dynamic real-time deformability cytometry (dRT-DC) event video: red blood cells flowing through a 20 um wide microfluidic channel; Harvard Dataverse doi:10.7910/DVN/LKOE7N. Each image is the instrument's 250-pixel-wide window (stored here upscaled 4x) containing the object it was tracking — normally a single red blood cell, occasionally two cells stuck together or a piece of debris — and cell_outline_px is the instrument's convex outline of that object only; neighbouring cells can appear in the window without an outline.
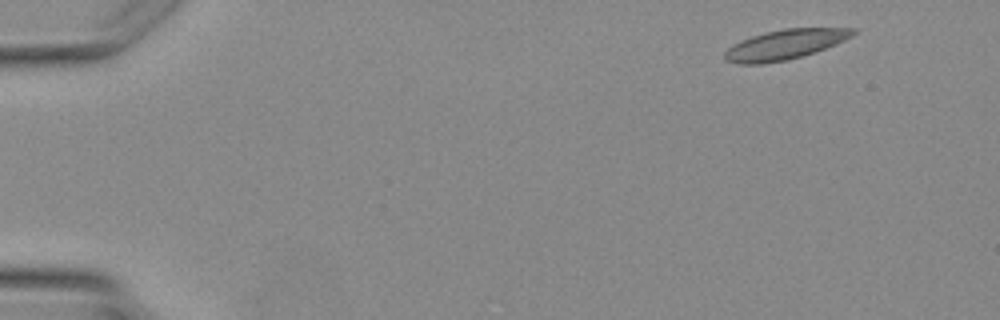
{"species": "Egyptian fruit bat (a non-hibernating species)", "species_latin": "Rousettus aegyptiacus", "temperature_condition": "warm", "stored_images_in_passage": 3, "camera_frame_rate_fps": 3000, "um_per_image_px": 0.085, "animal": {"sex": "female"}, "frame": {"image": 1, "passage_image": 1, "time_ms": 0.0, "image_size_px": [1000, 320], "cell_outline_px": [[856, 32], [852, 36], [836, 44], [816, 52], [788, 60], [764, 64], [740, 64], [724, 60], [724, 52], [732, 44], [740, 40], [764, 32], [784, 28], [856, 28]], "centroid_in_image_um": [66.7, 3.79], "position_along_channel_um": 18.3, "area_um2": 22.54}}